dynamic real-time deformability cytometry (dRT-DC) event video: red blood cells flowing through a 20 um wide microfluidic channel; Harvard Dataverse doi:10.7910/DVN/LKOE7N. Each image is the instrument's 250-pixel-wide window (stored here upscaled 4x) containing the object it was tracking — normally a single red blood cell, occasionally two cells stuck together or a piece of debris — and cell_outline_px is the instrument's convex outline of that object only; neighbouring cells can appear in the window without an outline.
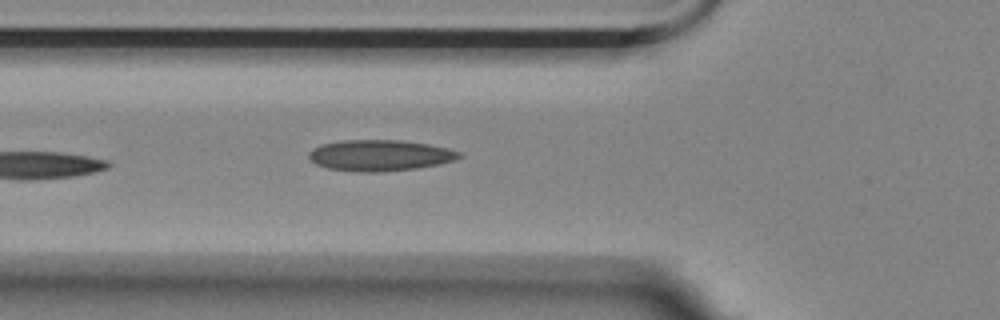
{"species": "Egyptian fruit bat (a non-hibernating species)", "species_latin": "Rousettus aegyptiacus", "temperature_condition": "room temperature", "stored_images_in_passage": 5, "camera_frame_rate_fps": 3000, "um_per_image_px": 0.085, "animal": {"sex": "female"}, "frame": {"image": 1, "passage_image": 5, "time_ms": 1.333, "image_size_px": [1000, 320], "cell_outline_px": [[464, 156], [452, 160], [436, 164], [416, 168], [380, 172], [360, 172], [328, 168], [316, 164], [308, 156], [308, 152], [324, 144], [340, 140], [400, 140], [428, 144], [448, 148], [460, 152]], "centroid_in_image_um": [32.29, 13.2], "position_along_channel_um": 93.5, "area_um2": 26.93}}